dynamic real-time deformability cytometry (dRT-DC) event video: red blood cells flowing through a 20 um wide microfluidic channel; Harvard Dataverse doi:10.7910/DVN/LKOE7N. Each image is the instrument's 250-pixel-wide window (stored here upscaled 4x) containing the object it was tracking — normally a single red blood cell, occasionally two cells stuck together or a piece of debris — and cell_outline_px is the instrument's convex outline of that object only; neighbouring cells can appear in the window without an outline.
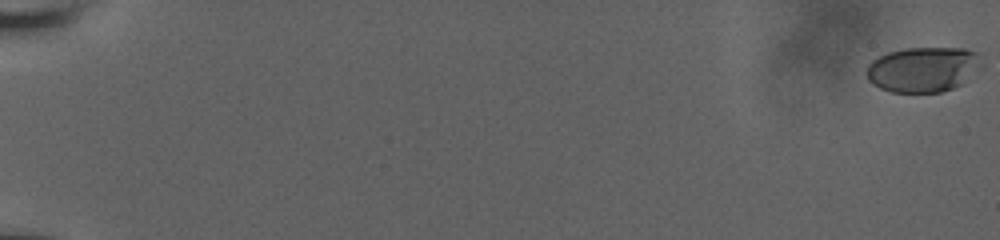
{"species": "human", "species_latin": "Homo sapiens", "temperature_condition": "room temperature", "stored_images_in_passage": 59, "camera_frame_rate_fps": 3000, "um_per_image_px": 0.085, "donor": {"sex": "male"}, "frame": {"image": 1, "passage_image": 1, "time_ms": 0.0, "image_size_px": [1000, 240], "cell_outline_px": [[980, 64], [960, 84], [952, 88], [940, 92], [892, 92], [880, 88], [872, 84], [868, 80], [868, 64], [872, 60], [888, 52], [908, 48], [964, 48], [980, 52]], "centroid_in_image_um": [78.43, 5.88], "position_along_channel_um": 6.6, "area_um2": 29.82}}
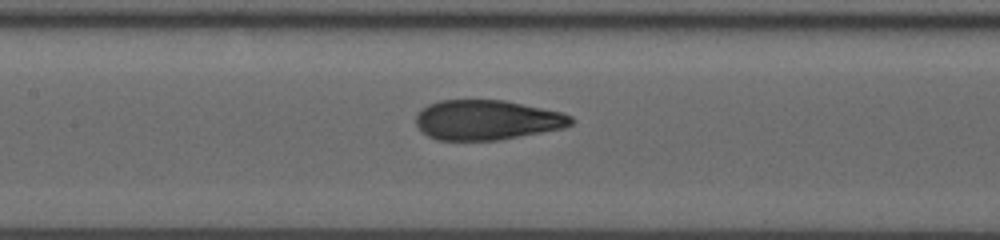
{"frame": {"image": 2, "passage_image": 32, "time_ms": 10.333, "image_size_px": [1000, 240], "cell_outline_px": [[576, 120], [572, 124], [564, 128], [496, 140], [436, 140], [428, 136], [416, 124], [416, 112], [420, 108], [428, 104], [440, 100], [504, 100], [560, 112], [572, 116]], "centroid_in_image_um": [41.36, 10.19], "position_along_channel_um": 166.0, "area_um2": 36.01}}
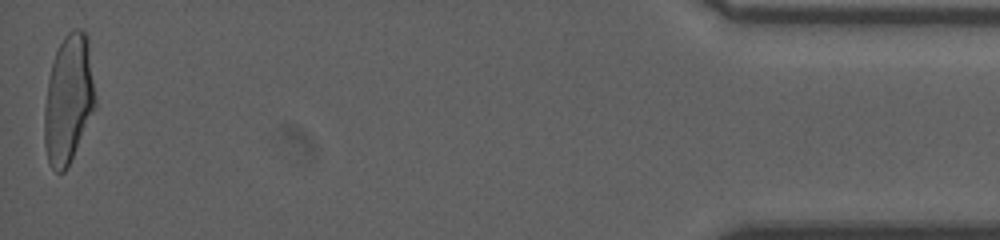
{"frame": {"image": 3, "passage_image": 59, "time_ms": 19.333, "image_size_px": [1000, 240], "cell_outline_px": [[96, 108], [68, 168], [64, 172], [56, 172], [52, 168], [48, 160], [44, 144], [44, 108], [48, 80], [52, 60], [64, 36], [72, 28], [80, 28], [88, 36], [96, 100]], "centroid_in_image_um": [5.83, 8.45], "position_along_channel_um": 429.4, "area_um2": 38.67}, "authors_computed_cell_mechanics": {"area_um2": 36.3562, "velocity_mm_per_s": 3.8376, "shape_relaxation_time_tau1_ms": 6.1177, "shape_relaxation_time_tau2_ms": null, "deformation_change_tau1": 0.2295, "deformation_change_tau2": null}}